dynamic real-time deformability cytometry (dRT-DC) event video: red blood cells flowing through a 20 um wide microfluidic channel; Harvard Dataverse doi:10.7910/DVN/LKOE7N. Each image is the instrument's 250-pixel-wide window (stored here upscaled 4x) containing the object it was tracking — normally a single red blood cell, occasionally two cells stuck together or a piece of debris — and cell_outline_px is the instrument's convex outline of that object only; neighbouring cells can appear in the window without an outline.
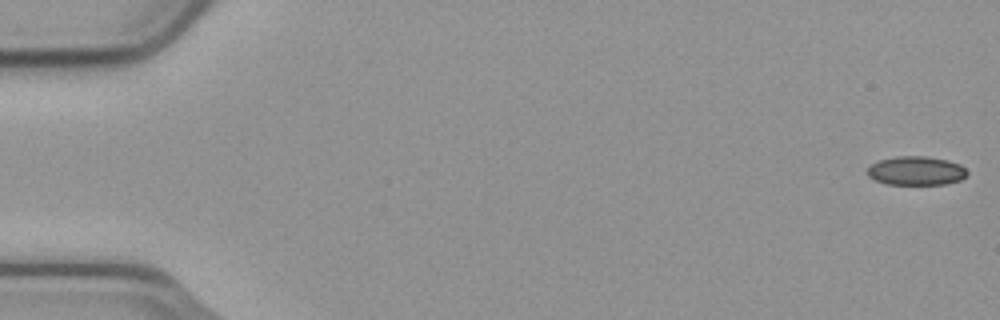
{"species": "common noctule bat (a hibernating species)", "species_latin": "Nyctalus noctula", "temperature_condition": "cold", "stored_images_in_passage": 17, "camera_frame_rate_fps": 3000, "um_per_image_px": 0.085, "animal": {"sex": "male", "body_mass_g": 23.1, "forearm_length_mm": 52.7}, "frame": {"image": 1, "passage_image": 1, "time_ms": 0.0, "image_size_px": [1000, 320], "cell_outline_px": [[968, 172], [960, 180], [944, 184], [888, 184], [876, 180], [868, 176], [868, 164], [880, 160], [896, 156], [928, 156], [948, 160], [960, 164]], "centroid_in_image_um": [77.85, 14.5], "position_along_channel_um": 7.1, "area_um2": 16.76}}
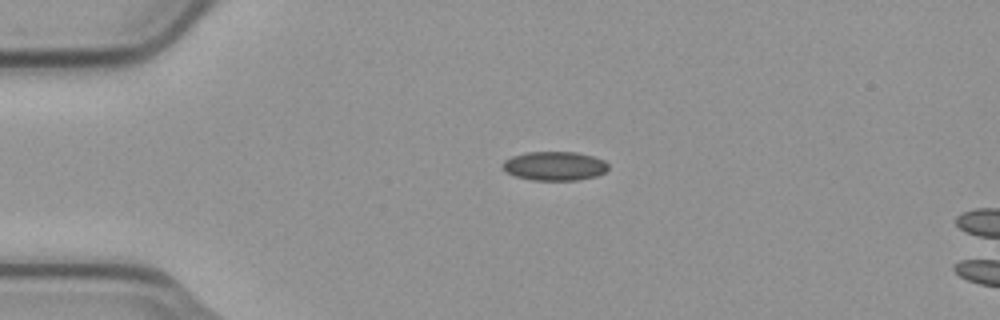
{"frame": {"image": 2, "passage_image": 13, "time_ms": 4.0, "image_size_px": [1000, 320], "cell_outline_px": [[608, 168], [604, 172], [596, 176], [576, 180], [532, 180], [516, 176], [508, 172], [500, 164], [504, 160], [512, 156], [528, 152], [576, 152], [592, 156], [604, 160], [608, 164]], "centroid_in_image_um": [47.14, 14.1], "position_along_channel_um": 37.9, "area_um2": 17.74}}